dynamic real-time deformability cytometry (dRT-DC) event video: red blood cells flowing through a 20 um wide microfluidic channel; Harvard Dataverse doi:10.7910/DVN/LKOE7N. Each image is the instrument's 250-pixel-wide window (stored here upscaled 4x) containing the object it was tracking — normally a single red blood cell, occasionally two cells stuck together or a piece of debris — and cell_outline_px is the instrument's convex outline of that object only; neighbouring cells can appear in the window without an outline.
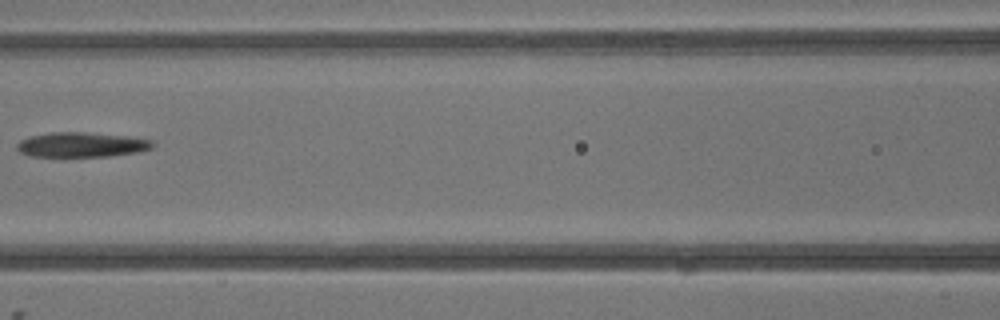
{"species": "common noctule bat (a hibernating species)", "species_latin": "Nyctalus noctula", "temperature_condition": "warm", "stored_images_in_passage": 3, "camera_frame_rate_fps": 3000, "um_per_image_px": 0.085, "animal": {"sex": "male", "body_mass_g": 13.3}, "frame": {"image": 1, "passage_image": 3, "time_ms": 4.667, "image_size_px": [1000, 320], "cell_outline_px": [[152, 148], [136, 152], [108, 156], [32, 156], [20, 152], [16, 148], [16, 144], [20, 140], [28, 136], [52, 132], [84, 132], [128, 136], [152, 140]], "centroid_in_image_um": [6.88, 12.29], "position_along_channel_um": 159.7, "area_um2": 19.48}}